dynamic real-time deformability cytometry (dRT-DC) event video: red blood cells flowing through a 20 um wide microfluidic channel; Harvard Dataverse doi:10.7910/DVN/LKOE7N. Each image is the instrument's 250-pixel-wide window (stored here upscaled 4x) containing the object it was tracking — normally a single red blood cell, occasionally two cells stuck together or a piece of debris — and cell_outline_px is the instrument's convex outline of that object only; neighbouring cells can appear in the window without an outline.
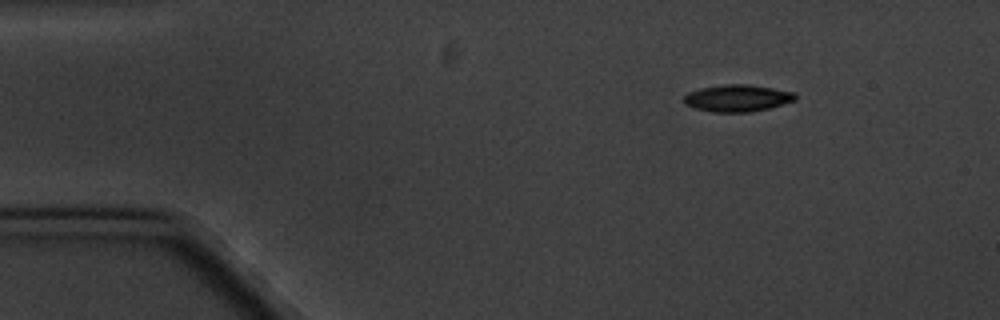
{"species": "common noctule bat (a hibernating species)", "species_latin": "Nyctalus noctula", "temperature_condition": "cold", "stored_images_in_passage": 8, "camera_frame_rate_fps": 3000, "um_per_image_px": 0.085, "animal": {"sex": "male", "body_mass_g": 20.1, "forearm_length_mm": 53.5}, "frame": {"image": 1, "passage_image": 1, "time_ms": 0.0, "image_size_px": [1000, 320], "cell_outline_px": [[796, 100], [768, 108], [752, 112], [712, 112], [696, 108], [684, 104], [684, 96], [688, 92], [700, 88], [724, 84], [748, 84], [796, 92]], "centroid_in_image_um": [62.68, 8.34], "position_along_channel_um": 22.3, "area_um2": 17.51}}
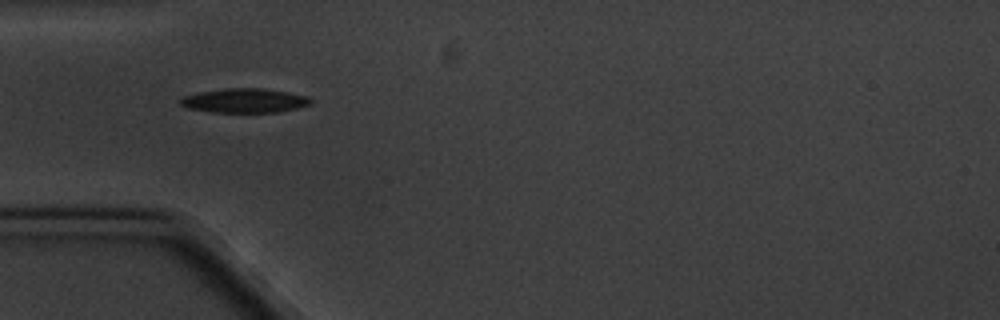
{"frame": {"image": 2, "passage_image": 4, "time_ms": 3.333, "image_size_px": [1000, 320], "cell_outline_px": [[312, 104], [280, 112], [212, 112], [188, 108], [180, 104], [180, 100], [184, 96], [200, 92], [224, 88], [264, 88], [288, 92], [308, 96], [312, 100]], "centroid_in_image_um": [20.82, 8.55], "position_along_channel_um": 64.2, "area_um2": 18.44}}